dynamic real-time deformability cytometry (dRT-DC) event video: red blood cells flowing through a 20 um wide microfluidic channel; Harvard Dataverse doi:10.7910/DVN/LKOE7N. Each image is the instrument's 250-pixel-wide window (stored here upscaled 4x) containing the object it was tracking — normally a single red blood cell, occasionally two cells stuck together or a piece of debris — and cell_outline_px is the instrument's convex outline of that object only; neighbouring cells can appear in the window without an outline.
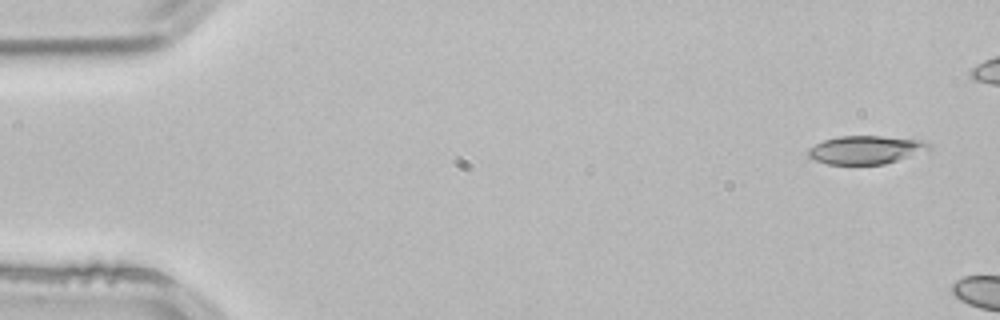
{"species": "common noctule bat (a hibernating species)", "species_latin": "Nyctalus noctula", "temperature_condition": "room temperature", "stored_images_in_passage": 3, "camera_frame_rate_fps": 3000, "um_per_image_px": 0.085, "animal": {"sex": "male", "body_mass_g": 21.5, "forearm_length_mm": 52.0}, "frame": {"image": 1, "passage_image": 1, "time_ms": 0.0, "image_size_px": [1000, 320], "cell_outline_px": [[932, 148], [884, 164], [828, 164], [816, 160], [808, 156], [808, 148], [824, 140], [840, 136], [880, 136], [924, 140]], "centroid_in_image_um": [73.56, 12.73], "position_along_channel_um": 11.4, "area_um2": 19.54}}